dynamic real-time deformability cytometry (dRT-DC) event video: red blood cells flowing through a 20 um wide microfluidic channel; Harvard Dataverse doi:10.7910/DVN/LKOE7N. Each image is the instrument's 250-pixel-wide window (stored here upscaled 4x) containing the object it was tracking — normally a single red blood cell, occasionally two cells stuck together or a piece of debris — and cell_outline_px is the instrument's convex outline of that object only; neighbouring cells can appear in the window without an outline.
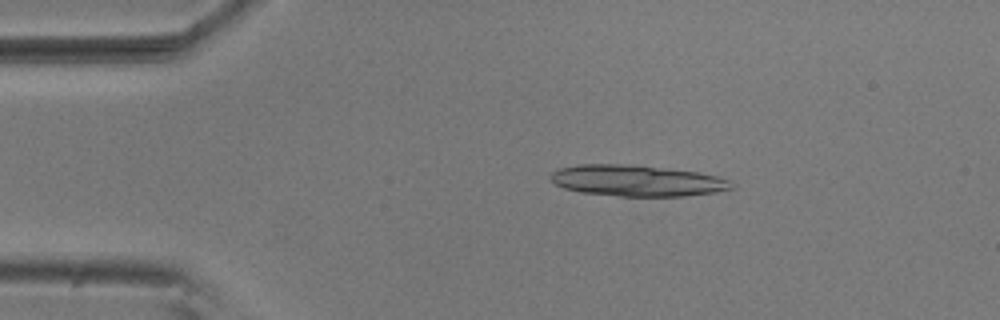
{"species": "common noctule bat (a hibernating species)", "species_latin": "Nyctalus noctula", "temperature_condition": "room temperature", "stored_images_in_passage": 44, "segment_of_instrument_passage": [1, 2], "camera_frame_rate_fps": 3000, "um_per_image_px": 0.085, "animal": {"sex": "male", "body_mass_g": 20.5, "forearm_length_mm": 52.5}, "frame": {"image": 1, "passage_image": 9, "time_ms": 2.667, "image_size_px": [1000, 320], "cell_outline_px": [[732, 188], [716, 192], [684, 196], [620, 196], [580, 192], [564, 188], [556, 184], [548, 176], [552, 172], [560, 168], [576, 164], [632, 164], [696, 172], [716, 176], [728, 180]], "centroid_in_image_um": [54.07, 15.35], "position_along_channel_um": 30.9, "area_um2": 32.66}}